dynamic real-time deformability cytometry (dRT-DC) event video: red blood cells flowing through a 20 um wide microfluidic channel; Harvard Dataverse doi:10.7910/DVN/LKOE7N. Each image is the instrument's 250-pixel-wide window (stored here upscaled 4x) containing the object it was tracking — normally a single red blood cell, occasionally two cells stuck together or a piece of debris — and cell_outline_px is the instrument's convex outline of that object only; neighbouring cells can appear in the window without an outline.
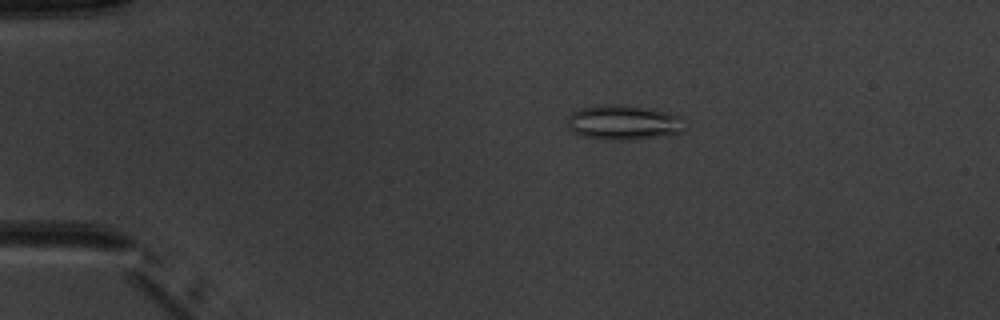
{"species": "common noctule bat (a hibernating species)", "species_latin": "Nyctalus noctula", "temperature_condition": "warm", "stored_images_in_passage": 7, "camera_frame_rate_fps": 3000, "um_per_image_px": 0.085, "animal": {"sex": "male", "body_mass_g": 20.1, "forearm_length_mm": 53.5}, "frame": {"image": 1, "passage_image": 3, "time_ms": 3.333, "image_size_px": [1000, 320], "cell_outline_px": [[680, 132], [656, 136], [580, 136], [572, 132], [568, 128], [568, 116], [572, 112], [580, 108], [604, 104], [616, 104], [652, 108], [668, 112], [680, 116]], "centroid_in_image_um": [52.91, 10.31], "position_along_channel_um": 32.1, "area_um2": 22.2}}
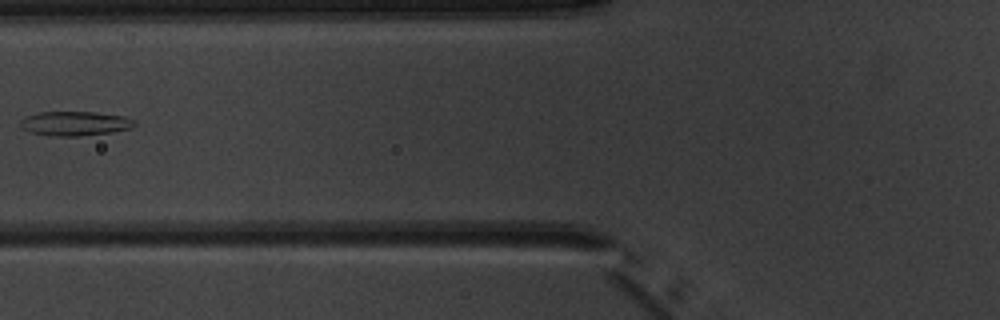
{"frame": {"image": 2, "passage_image": 6, "time_ms": 7.0, "image_size_px": [1000, 320], "cell_outline_px": [[136, 124], [132, 128], [112, 132], [80, 136], [52, 136], [28, 132], [20, 128], [20, 120], [24, 116], [36, 112], [96, 112], [124, 116], [136, 120]], "centroid_in_image_um": [6.34, 10.49], "position_along_channel_um": 119.5, "area_um2": 16.53}}
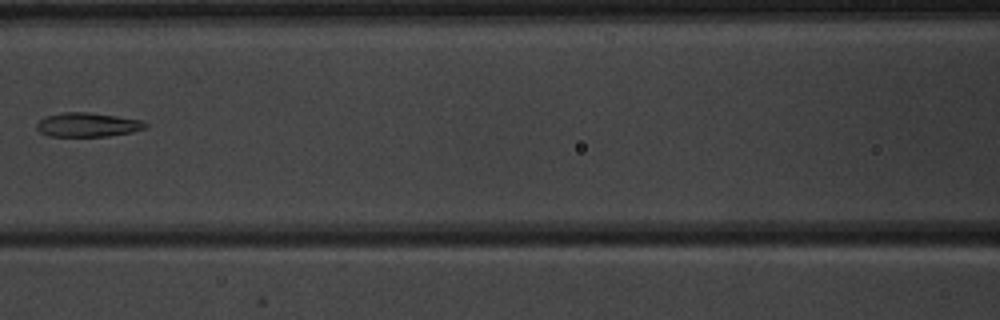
{"frame": {"image": 3, "passage_image": 7, "time_ms": 8.0, "image_size_px": [1000, 320], "cell_outline_px": [[148, 124], [144, 128], [132, 132], [108, 136], [48, 136], [40, 132], [36, 128], [36, 124], [44, 116], [60, 112], [88, 112], [144, 120]], "centroid_in_image_um": [7.43, 10.6], "position_along_channel_um": 159.2, "area_um2": 15.37}}